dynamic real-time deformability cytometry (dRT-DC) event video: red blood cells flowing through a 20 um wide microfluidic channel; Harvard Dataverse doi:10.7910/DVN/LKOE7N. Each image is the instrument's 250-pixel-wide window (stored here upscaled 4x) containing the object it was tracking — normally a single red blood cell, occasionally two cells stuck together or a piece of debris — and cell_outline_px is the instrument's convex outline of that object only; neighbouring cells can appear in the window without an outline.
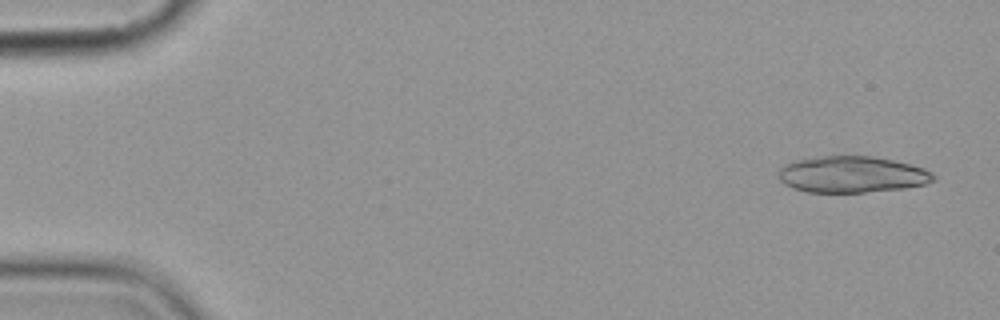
{"species": "common noctule bat (a hibernating species)", "species_latin": "Nyctalus noctula", "temperature_condition": "cold", "stored_images_in_passage": 4, "camera_frame_rate_fps": 3000, "um_per_image_px": 0.085, "animal": {"sex": "female", "body_mass_g": 19.9}, "frame": {"image": 1, "passage_image": 1, "time_ms": 0.0, "image_size_px": [1000, 320], "cell_outline_px": [[936, 180], [924, 184], [904, 188], [864, 192], [808, 192], [792, 188], [784, 184], [780, 180], [776, 172], [784, 164], [796, 160], [824, 156], [872, 156], [892, 160], [924, 168], [932, 172], [936, 176]], "centroid_in_image_um": [72.39, 14.83], "position_along_channel_um": 12.6, "area_um2": 32.89}}